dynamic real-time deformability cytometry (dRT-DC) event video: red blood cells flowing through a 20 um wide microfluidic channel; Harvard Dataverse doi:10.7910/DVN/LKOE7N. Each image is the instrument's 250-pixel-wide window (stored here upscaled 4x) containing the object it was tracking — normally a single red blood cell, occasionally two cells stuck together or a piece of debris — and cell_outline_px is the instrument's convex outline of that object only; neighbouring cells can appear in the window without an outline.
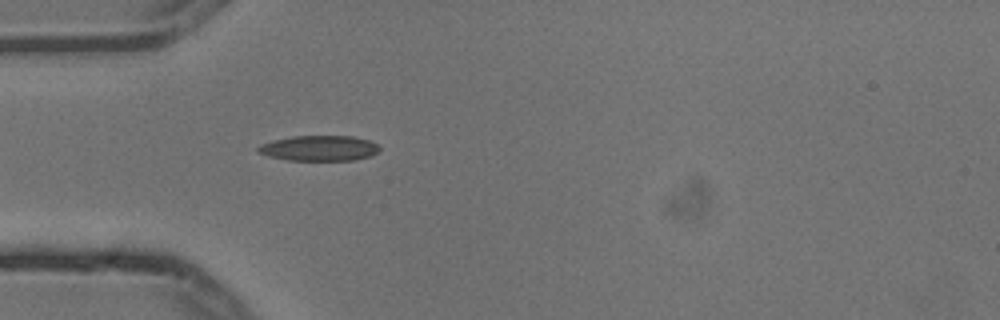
{"species": "common noctule bat (a hibernating species)", "species_latin": "Nyctalus noctula", "temperature_condition": "cold", "stored_images_in_passage": 4, "camera_frame_rate_fps": 3000, "um_per_image_px": 0.085, "animal": {"sex": "male", "body_mass_g": 13.3}, "frame": {"image": 1, "passage_image": 4, "time_ms": 1.0, "image_size_px": [1000, 320], "cell_outline_px": [[380, 148], [372, 156], [352, 160], [288, 160], [268, 156], [256, 152], [256, 148], [260, 144], [272, 140], [292, 136], [352, 136], [368, 140], [376, 144]], "centroid_in_image_um": [27.08, 12.59], "position_along_channel_um": 57.9, "area_um2": 17.98}}